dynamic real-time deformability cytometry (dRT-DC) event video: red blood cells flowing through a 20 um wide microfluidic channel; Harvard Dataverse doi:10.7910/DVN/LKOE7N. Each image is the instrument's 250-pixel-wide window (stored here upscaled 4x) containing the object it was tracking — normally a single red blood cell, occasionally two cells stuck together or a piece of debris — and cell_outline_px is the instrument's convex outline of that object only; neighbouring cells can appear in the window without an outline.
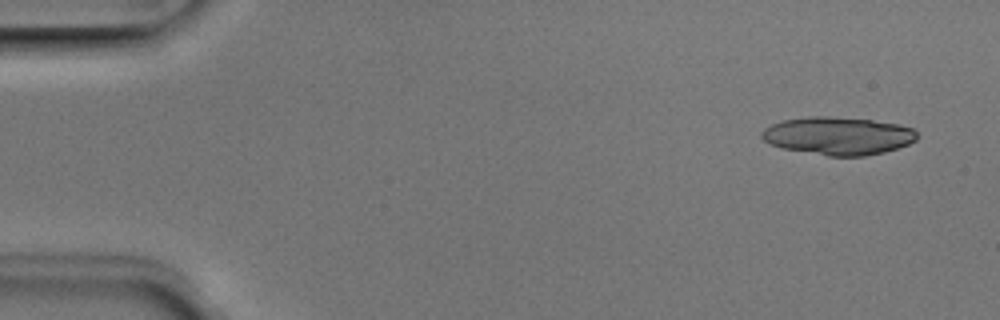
{"species": "Egyptian fruit bat (a non-hibernating species)", "species_latin": "Rousettus aegyptiacus", "temperature_condition": "room temperature", "stored_images_in_passage": 6, "camera_frame_rate_fps": 3000, "um_per_image_px": 0.085, "animal": {"sex": "male"}, "frame": {"image": 1, "passage_image": 1, "time_ms": 0.0, "image_size_px": [1000, 320], "cell_outline_px": [[920, 136], [916, 140], [908, 144], [884, 152], [864, 156], [828, 156], [780, 148], [768, 144], [760, 136], [760, 132], [764, 128], [780, 120], [808, 116], [828, 116], [872, 120], [900, 124], [912, 128]], "centroid_in_image_um": [71.2, 11.54], "position_along_channel_um": 13.8, "area_um2": 34.68}}